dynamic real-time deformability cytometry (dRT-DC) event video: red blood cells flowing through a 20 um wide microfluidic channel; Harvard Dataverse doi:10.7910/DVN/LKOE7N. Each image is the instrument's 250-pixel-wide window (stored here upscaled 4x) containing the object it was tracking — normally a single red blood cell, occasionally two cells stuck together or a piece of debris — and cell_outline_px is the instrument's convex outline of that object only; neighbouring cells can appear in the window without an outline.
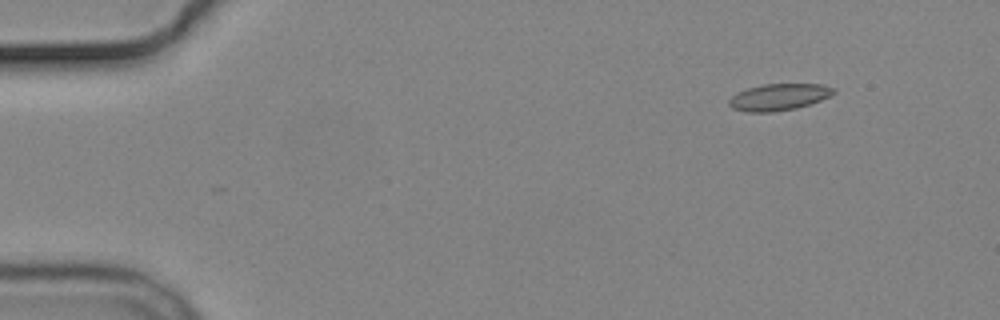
{"species": "common noctule bat (a hibernating species)", "species_latin": "Nyctalus noctula", "temperature_condition": "cold", "stored_images_in_passage": 3, "camera_frame_rate_fps": 3000, "um_per_image_px": 0.085, "animal": {"sex": "male", "body_mass_g": 19.2, "forearm_length_mm": 51.8}, "frame": {"image": 1, "passage_image": 3, "time_ms": 3.333, "image_size_px": [1000, 320], "cell_outline_px": [[836, 92], [820, 100], [796, 108], [772, 112], [748, 112], [732, 108], [728, 104], [728, 100], [736, 92], [748, 88], [764, 84], [824, 84], [836, 88]], "centroid_in_image_um": [66.19, 8.24], "position_along_channel_um": 18.8, "area_um2": 16.24}}